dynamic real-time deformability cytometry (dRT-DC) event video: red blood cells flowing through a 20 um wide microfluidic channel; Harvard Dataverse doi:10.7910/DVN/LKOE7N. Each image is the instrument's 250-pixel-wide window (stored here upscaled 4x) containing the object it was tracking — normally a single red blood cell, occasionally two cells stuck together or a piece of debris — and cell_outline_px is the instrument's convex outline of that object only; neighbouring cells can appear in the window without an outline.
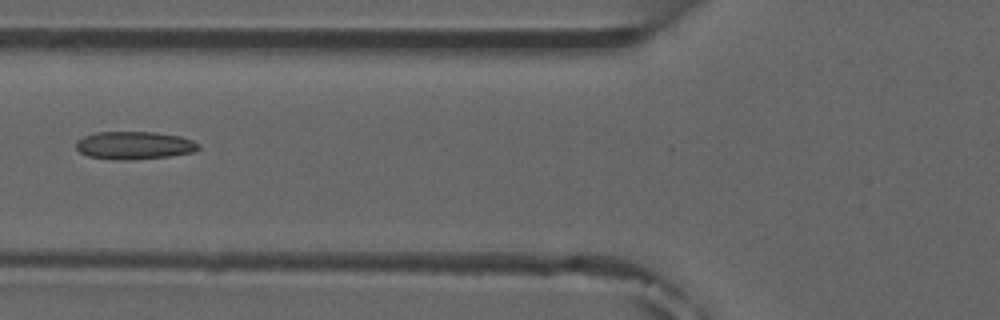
{"species": "common noctule bat (a hibernating species)", "species_latin": "Nyctalus noctula", "temperature_condition": "room temperature", "stored_images_in_passage": 6, "camera_frame_rate_fps": 3000, "um_per_image_px": 0.085, "animal": {"sex": "male", "forearm_length_mm": 52.5}, "frame": {"image": 1, "passage_image": 5, "time_ms": 5.333, "image_size_px": [1000, 320], "cell_outline_px": [[200, 148], [192, 152], [172, 156], [128, 160], [124, 160], [88, 156], [80, 152], [76, 148], [76, 140], [84, 136], [96, 132], [156, 132], [180, 136], [192, 140], [200, 144]], "centroid_in_image_um": [11.43, 12.35], "position_along_channel_um": 114.4, "area_um2": 19.88}}
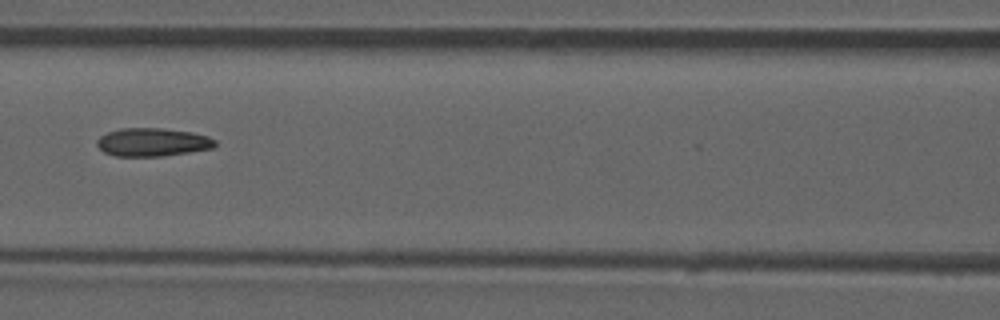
{"frame": {"image": 2, "passage_image": 6, "time_ms": 6.333, "image_size_px": [1000, 320], "cell_outline_px": [[216, 144], [212, 148], [164, 156], [116, 156], [104, 152], [96, 144], [96, 140], [100, 136], [108, 132], [120, 128], [160, 128], [192, 132], [208, 136], [216, 140]], "centroid_in_image_um": [12.95, 12.08], "position_along_channel_um": 153.6, "area_um2": 19.42}}